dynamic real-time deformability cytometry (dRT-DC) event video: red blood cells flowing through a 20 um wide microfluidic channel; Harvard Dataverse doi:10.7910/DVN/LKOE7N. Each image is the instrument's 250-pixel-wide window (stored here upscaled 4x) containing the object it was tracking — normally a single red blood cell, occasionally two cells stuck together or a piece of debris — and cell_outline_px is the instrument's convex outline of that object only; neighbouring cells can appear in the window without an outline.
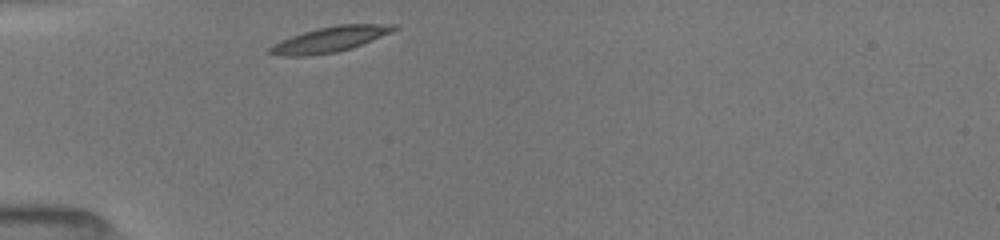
{"species": "common noctule bat (a hibernating species)", "species_latin": "Nyctalus noctula", "temperature_condition": "room temperature", "stored_images_in_passage": 4, "camera_frame_rate_fps": 3000, "um_per_image_px": 0.085, "animal": {"sex": "female", "body_mass_g": 19.5, "forearm_length_mm": 54.1}, "frame": {"image": 1, "passage_image": 1, "time_ms": 0.0, "image_size_px": [1000, 240], "cell_outline_px": [[400, 28], [392, 32], [352, 48], [336, 52], [308, 56], [280, 56], [268, 52], [268, 48], [272, 44], [280, 40], [316, 28], [336, 24], [400, 24]], "centroid_in_image_um": [28.07, 3.34], "position_along_channel_um": 56.9, "area_um2": 18.55}}